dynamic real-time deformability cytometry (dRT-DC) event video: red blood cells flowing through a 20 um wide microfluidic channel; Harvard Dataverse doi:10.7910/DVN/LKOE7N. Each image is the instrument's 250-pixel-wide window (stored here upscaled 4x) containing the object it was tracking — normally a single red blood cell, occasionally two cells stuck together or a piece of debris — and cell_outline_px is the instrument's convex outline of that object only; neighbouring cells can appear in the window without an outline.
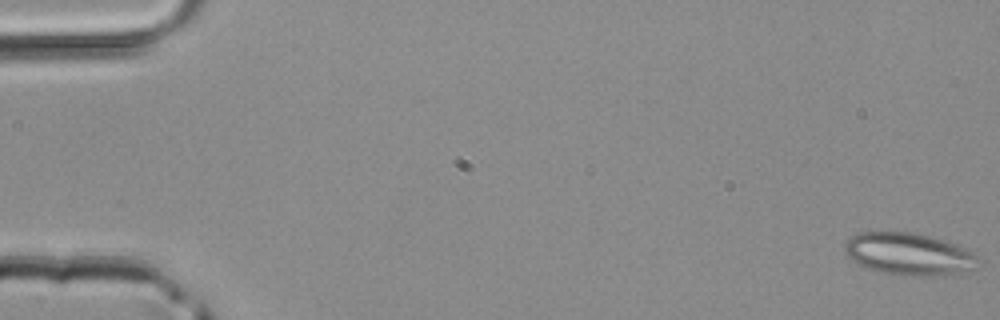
{"species": "common noctule bat (a hibernating species)", "species_latin": "Nyctalus noctula", "temperature_condition": "room temperature", "stored_images_in_passage": 5, "camera_frame_rate_fps": 3000, "um_per_image_px": 0.085, "animal": {"sex": "male", "body_mass_g": 20.4}, "frame": {"image": 1, "passage_image": 1, "time_ms": 0.0, "image_size_px": [1000, 320], "cell_outline_px": [[976, 268], [952, 276], [904, 276], [876, 272], [852, 260], [848, 256], [844, 248], [844, 244], [852, 236], [860, 232], [912, 232], [944, 240], [968, 248], [976, 256]], "centroid_in_image_um": [77.28, 21.62], "position_along_channel_um": 7.7, "area_um2": 33.18}}